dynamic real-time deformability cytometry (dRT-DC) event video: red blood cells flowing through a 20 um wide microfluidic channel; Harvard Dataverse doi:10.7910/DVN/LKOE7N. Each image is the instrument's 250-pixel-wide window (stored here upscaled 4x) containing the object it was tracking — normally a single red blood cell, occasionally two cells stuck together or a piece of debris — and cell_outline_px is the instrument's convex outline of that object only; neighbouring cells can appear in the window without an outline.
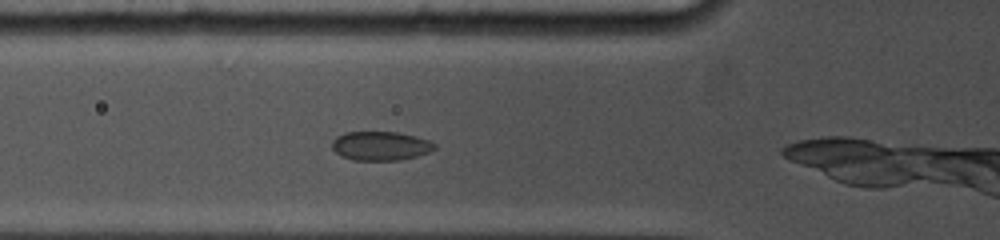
{"species": "common noctule bat (a hibernating species)", "species_latin": "Nyctalus noctula", "temperature_condition": "cold", "stored_images_in_passage": 6, "camera_frame_rate_fps": 5000, "um_per_image_px": 0.085, "animal": {"sex": "female", "body_mass_g": 19.0, "forearm_length_mm": 53.3}, "frame": {"image": 1, "passage_image": 3, "time_ms": 1.8, "image_size_px": [1000, 240], "cell_outline_px": [[436, 148], [428, 152], [416, 156], [400, 160], [352, 160], [336, 152], [332, 148], [332, 140], [336, 136], [344, 132], [400, 132], [416, 136], [428, 140], [436, 144]], "centroid_in_image_um": [32.34, 12.39], "position_along_channel_um": 93.5, "area_um2": 17.34}}
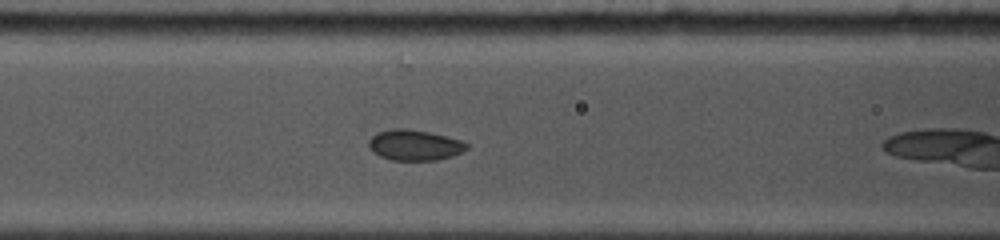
{"frame": {"image": 2, "passage_image": 5, "time_ms": 2.8, "image_size_px": [1000, 240], "cell_outline_px": [[468, 148], [452, 156], [436, 160], [392, 160], [380, 156], [372, 152], [368, 148], [368, 140], [376, 132], [388, 128], [404, 128], [428, 132], [460, 140], [468, 144]], "centroid_in_image_um": [35.17, 12.32], "position_along_channel_um": 131.4, "area_um2": 17.51}}